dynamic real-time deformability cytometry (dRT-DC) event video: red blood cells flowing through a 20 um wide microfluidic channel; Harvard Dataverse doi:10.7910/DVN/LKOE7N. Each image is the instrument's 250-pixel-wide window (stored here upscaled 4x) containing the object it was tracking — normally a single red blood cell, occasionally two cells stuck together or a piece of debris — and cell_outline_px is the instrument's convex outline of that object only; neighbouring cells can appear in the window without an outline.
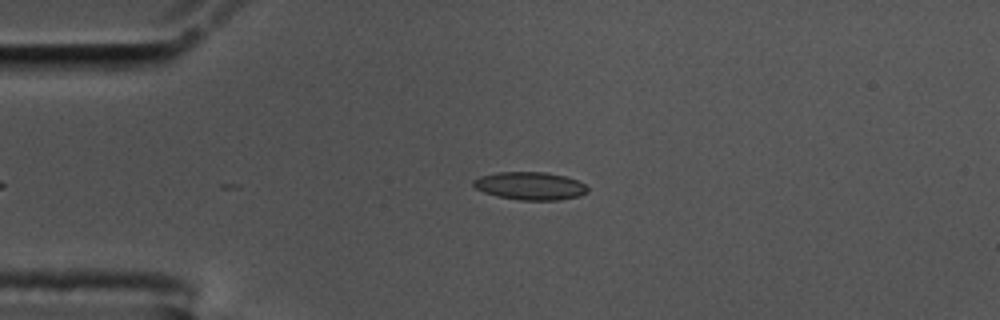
{"species": "common noctule bat (a hibernating species)", "species_latin": "Nyctalus noctula", "temperature_condition": "cold", "stored_images_in_passage": 40, "camera_frame_rate_fps": 3000, "um_per_image_px": 0.085, "animal": {"sex": "male", "body_mass_g": 17.5, "forearm_length_mm": 52.3}, "frame": {"image": 1, "passage_image": 2, "time_ms": 0.333, "image_size_px": [1000, 320], "cell_outline_px": [[588, 192], [580, 196], [560, 200], [520, 200], [496, 196], [484, 192], [476, 188], [472, 184], [472, 180], [480, 176], [496, 172], [544, 172], [564, 176], [576, 180], [584, 184], [588, 188]], "centroid_in_image_um": [45.05, 15.8], "position_along_channel_um": 40.0, "area_um2": 18.61}}
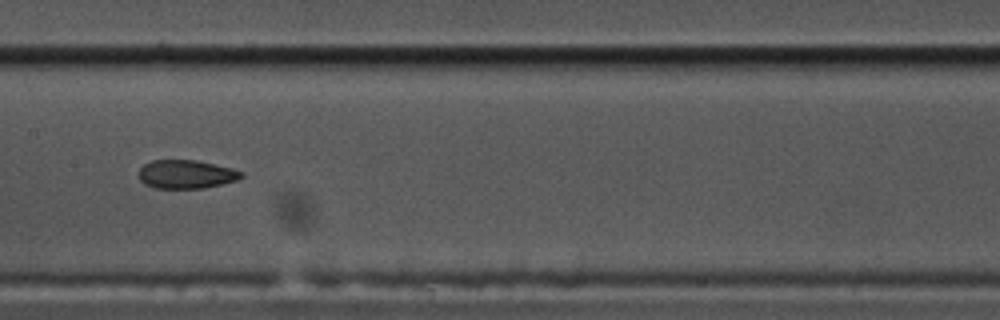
{"frame": {"image": 2, "passage_image": 17, "time_ms": 5.333, "image_size_px": [1000, 320], "cell_outline_px": [[244, 176], [236, 180], [220, 184], [200, 188], [156, 188], [144, 184], [140, 180], [140, 168], [144, 164], [152, 160], [196, 160], [232, 168], [244, 172]], "centroid_in_image_um": [15.82, 14.8], "position_along_channel_um": 191.6, "area_um2": 16.94}}
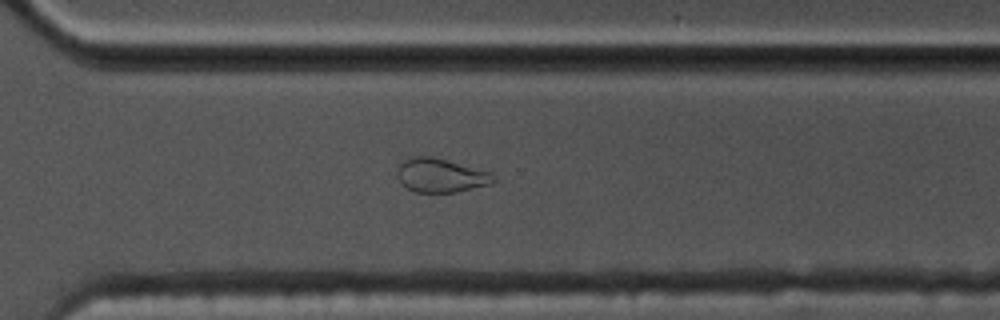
{"frame": {"image": 3, "passage_image": 29, "time_ms": 9.333, "image_size_px": [1000, 320], "cell_outline_px": [[496, 180], [492, 184], [456, 192], [416, 192], [400, 184], [396, 176], [396, 168], [400, 160], [412, 156], [432, 156], [492, 172]], "centroid_in_image_um": [37.41, 14.89], "position_along_channel_um": 333.2, "area_um2": 19.42}, "authors_computed_cell_mechanics": {"area_um2": 18.0336, "velocity_mm_per_s": 3.542, "shape_relaxation_time_tau1_ms": null, "shape_relaxation_time_tau2_ms": 1.9874, "deformation_change_tau1": null, "deformation_change_tau2": 0.0818}}